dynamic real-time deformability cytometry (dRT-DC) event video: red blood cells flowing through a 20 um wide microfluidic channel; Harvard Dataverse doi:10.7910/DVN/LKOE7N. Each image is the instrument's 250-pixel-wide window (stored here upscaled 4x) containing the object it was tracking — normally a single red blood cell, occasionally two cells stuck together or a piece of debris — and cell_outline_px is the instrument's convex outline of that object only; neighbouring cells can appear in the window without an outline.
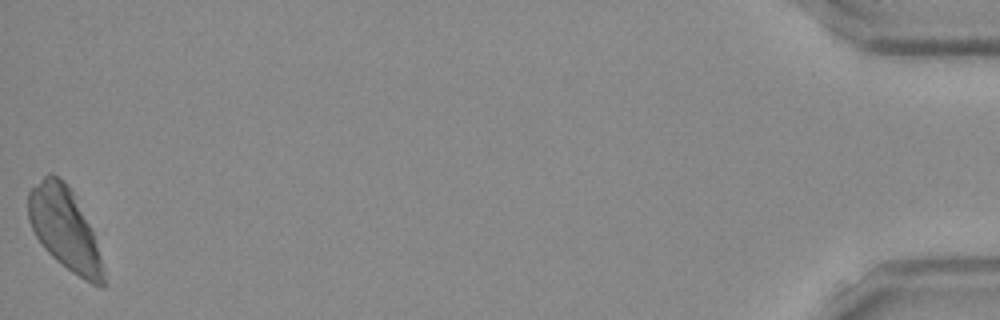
{"species": "Egyptian fruit bat (a non-hibernating species)", "species_latin": "Rousettus aegyptiacus", "temperature_condition": "room temperature", "stored_images_in_passage": 38, "camera_frame_rate_fps": 3000, "um_per_image_px": 0.085, "frame": {"image": 1, "passage_image": 38, "time_ms": 12.333, "image_size_px": [1000, 320], "cell_outline_px": [[108, 284], [104, 288], [92, 284], [84, 280], [72, 272], [56, 260], [44, 248], [36, 236], [28, 220], [28, 192], [48, 172], [52, 172], [68, 184], [92, 228]], "centroid_in_image_um": [5.52, 19.47], "position_along_channel_um": 429.7, "area_um2": 36.07}}